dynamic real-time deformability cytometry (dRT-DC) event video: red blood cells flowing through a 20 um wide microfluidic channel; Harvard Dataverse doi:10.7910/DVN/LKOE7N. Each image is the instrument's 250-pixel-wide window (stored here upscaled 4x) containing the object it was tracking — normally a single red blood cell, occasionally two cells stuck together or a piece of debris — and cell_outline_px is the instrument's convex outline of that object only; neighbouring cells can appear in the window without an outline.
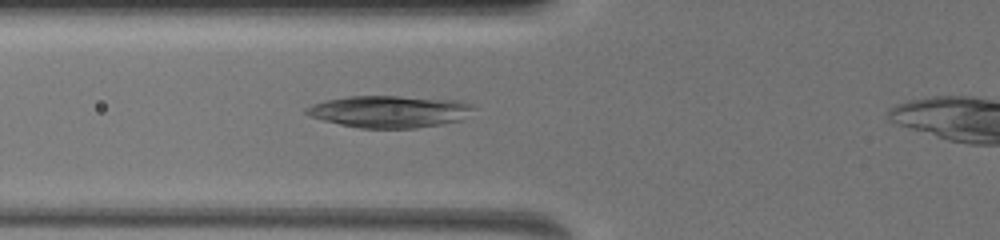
{"species": "common noctule bat (a hibernating species)", "species_latin": "Nyctalus noctula", "temperature_condition": "warm", "stored_images_in_passage": 38, "camera_frame_rate_fps": 3000, "um_per_image_px": 0.085, "animal": {"sex": "female", "body_mass_g": 19.5, "forearm_length_mm": 54.1}, "frame": {"image": 1, "passage_image": 5, "time_ms": 1.0, "image_size_px": [1000, 240], "cell_outline_px": [[476, 108], [460, 120], [444, 124], [416, 128], [360, 128], [340, 124], [308, 116], [304, 112], [304, 108], [328, 100], [348, 96], [396, 96], [452, 100], [476, 104]], "centroid_in_image_um": [33.13, 9.49], "position_along_channel_um": 92.7, "area_um2": 30.98}}
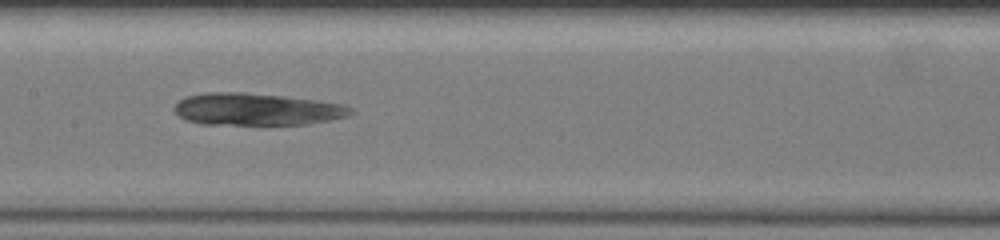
{"frame": {"image": 2, "passage_image": 15, "time_ms": 3.333, "image_size_px": [1000, 240], "cell_outline_px": [[356, 112], [348, 116], [308, 124], [264, 128], [200, 124], [184, 120], [172, 108], [180, 100], [188, 96], [212, 92], [236, 92], [280, 96], [340, 104], [352, 108]], "centroid_in_image_um": [21.79, 9.36], "position_along_channel_um": 185.6, "area_um2": 34.04}}
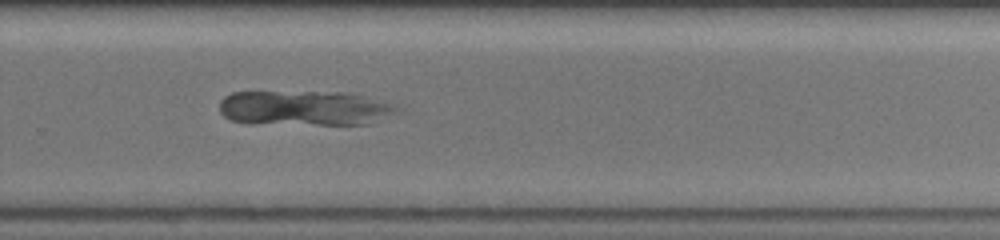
{"frame": {"image": 3, "passage_image": 28, "time_ms": 6.333, "image_size_px": [1000, 240], "cell_outline_px": [[396, 108], [392, 112], [368, 124], [248, 124], [232, 120], [224, 116], [220, 112], [220, 100], [224, 96], [232, 92], [312, 92], [352, 96], [384, 104]], "centroid_in_image_um": [25.55, 9.22], "position_along_channel_um": 304.2, "area_um2": 34.45}}